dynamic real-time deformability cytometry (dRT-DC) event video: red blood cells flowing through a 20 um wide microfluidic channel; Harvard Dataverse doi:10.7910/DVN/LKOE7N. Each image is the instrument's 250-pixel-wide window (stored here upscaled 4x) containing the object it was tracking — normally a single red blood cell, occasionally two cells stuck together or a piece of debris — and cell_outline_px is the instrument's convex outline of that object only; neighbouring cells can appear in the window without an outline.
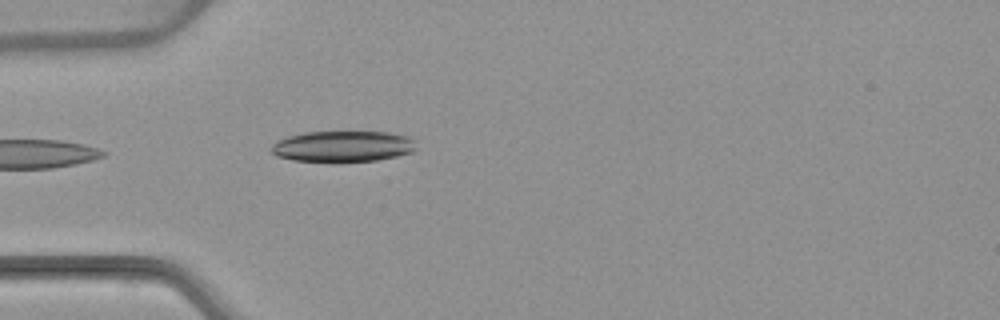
{"species": "common noctule bat (a hibernating species)", "species_latin": "Nyctalus noctula", "temperature_condition": "warm", "stored_images_in_passage": 1, "camera_frame_rate_fps": 3000, "um_per_image_px": 0.085, "animal": {"sex": "female", "body_mass_g": 22.7, "forearm_length_mm": 54.2}, "frame": {"image": 1, "passage_image": 1, "time_ms": 0.0, "image_size_px": [1000, 320], "cell_outline_px": [[416, 148], [412, 152], [396, 156], [376, 160], [340, 164], [332, 164], [292, 160], [276, 156], [272, 152], [272, 144], [288, 136], [304, 132], [388, 132], [408, 136], [416, 140]], "centroid_in_image_um": [29.15, 12.48], "position_along_channel_um": 55.9, "area_um2": 26.99}}